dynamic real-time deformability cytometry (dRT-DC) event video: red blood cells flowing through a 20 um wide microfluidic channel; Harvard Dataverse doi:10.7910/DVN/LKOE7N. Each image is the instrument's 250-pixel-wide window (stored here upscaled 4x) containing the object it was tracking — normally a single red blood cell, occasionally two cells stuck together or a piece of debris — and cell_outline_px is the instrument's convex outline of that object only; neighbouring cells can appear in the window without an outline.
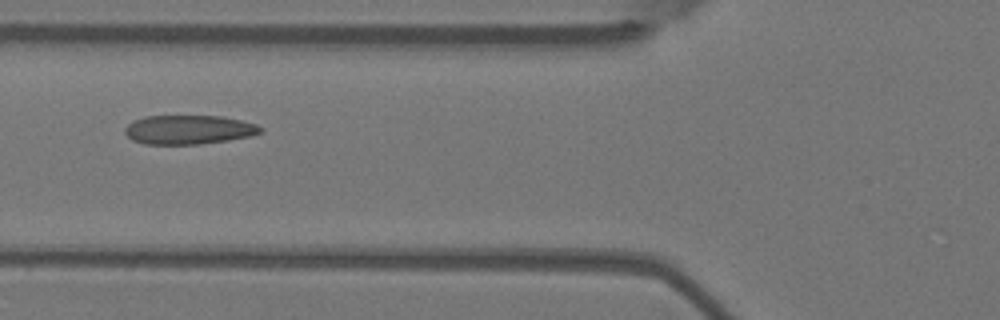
{"species": "Egyptian fruit bat (a non-hibernating species)", "species_latin": "Rousettus aegyptiacus", "temperature_condition": "warm", "stored_images_in_passage": 8, "camera_frame_rate_fps": 3000, "um_per_image_px": 0.085, "animal": {"sex": "female"}, "frame": {"image": 1, "passage_image": 6, "time_ms": 1.667, "image_size_px": [1000, 320], "cell_outline_px": [[264, 132], [252, 136], [228, 140], [200, 144], [144, 144], [132, 140], [124, 132], [124, 128], [132, 120], [144, 116], [220, 116], [240, 120], [256, 124], [264, 128]], "centroid_in_image_um": [16.05, 11.02], "position_along_channel_um": 109.8, "area_um2": 23.18}}
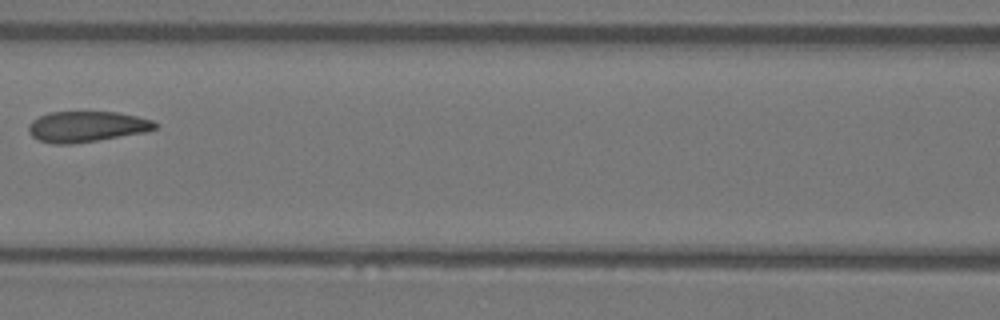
{"frame": {"image": 2, "passage_image": 7, "time_ms": 2.0, "image_size_px": [1000, 320], "cell_outline_px": [[160, 124], [156, 128], [144, 132], [72, 144], [52, 144], [40, 140], [32, 136], [28, 132], [28, 124], [32, 120], [48, 112], [116, 112], [136, 116], [152, 120]], "centroid_in_image_um": [7.34, 10.75], "position_along_channel_um": 159.3, "area_um2": 22.54}}
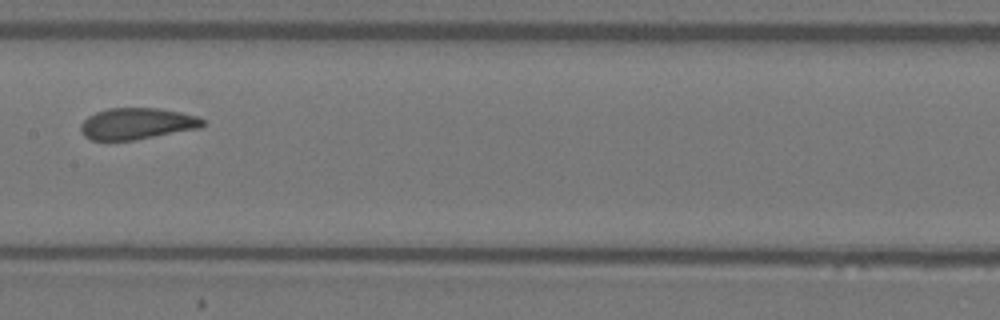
{"frame": {"image": 3, "passage_image": 8, "time_ms": 2.333, "image_size_px": [1000, 320], "cell_outline_px": [[204, 124], [200, 128], [132, 140], [92, 140], [84, 136], [80, 132], [80, 124], [88, 116], [96, 112], [108, 108], [160, 108], [180, 112], [196, 116], [204, 120]], "centroid_in_image_um": [11.61, 10.5], "position_along_channel_um": 195.8, "area_um2": 22.25}}